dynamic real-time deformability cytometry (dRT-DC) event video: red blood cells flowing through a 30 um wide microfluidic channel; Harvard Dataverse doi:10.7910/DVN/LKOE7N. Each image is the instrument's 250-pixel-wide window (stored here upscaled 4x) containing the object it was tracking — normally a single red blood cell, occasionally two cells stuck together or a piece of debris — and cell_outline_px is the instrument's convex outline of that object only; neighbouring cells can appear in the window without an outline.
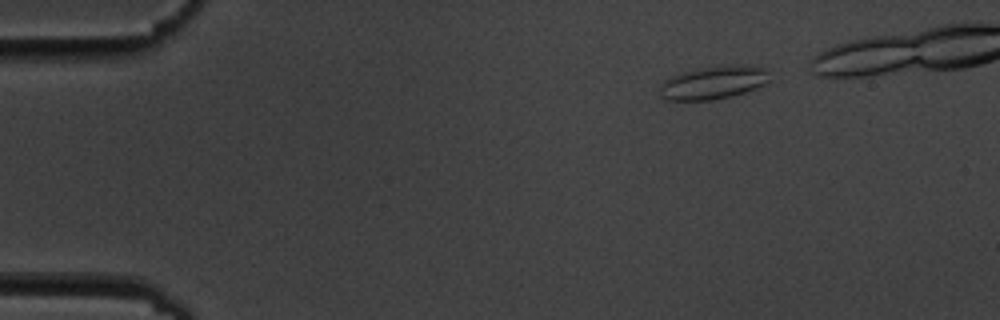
{"species": "common noctule bat (a hibernating species)", "species_latin": "Nyctalus noctula", "temperature_condition": "cold", "stored_images_in_passage": 5, "camera_frame_rate_fps": 3000, "um_per_image_px": 0.085, "animal": {"sex": "male", "body_mass_g": 19.5, "forearm_length_mm": 54.6}, "frame": {"image": 1, "passage_image": 1, "time_ms": 0.0, "image_size_px": [1000, 320], "cell_outline_px": [[768, 80], [764, 84], [756, 88], [744, 92], [712, 100], [668, 100], [660, 96], [660, 84], [664, 80], [672, 76], [684, 72], [700, 68], [732, 64], [752, 64], [768, 68]], "centroid_in_image_um": [60.67, 6.99], "position_along_channel_um": 24.3, "area_um2": 21.27}}